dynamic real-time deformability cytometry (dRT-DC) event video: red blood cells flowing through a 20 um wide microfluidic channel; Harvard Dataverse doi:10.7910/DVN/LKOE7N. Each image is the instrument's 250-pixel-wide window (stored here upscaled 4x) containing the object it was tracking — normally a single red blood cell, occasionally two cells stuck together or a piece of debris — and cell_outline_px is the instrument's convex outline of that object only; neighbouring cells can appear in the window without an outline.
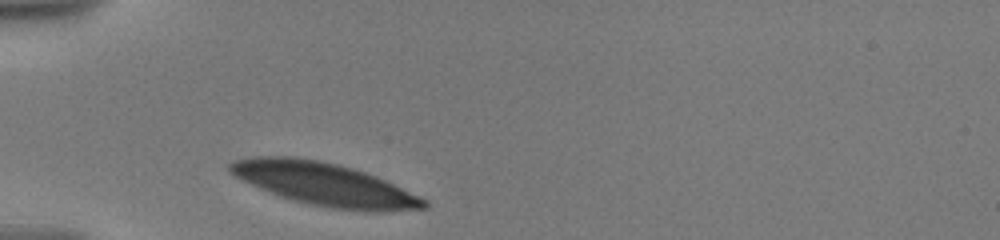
{"species": "human", "species_latin": "Homo sapiens", "temperature_condition": "warm", "stored_images_in_passage": 10, "camera_frame_rate_fps": 3000, "um_per_image_px": 0.085, "donor": {"sex": "male"}, "frame": {"image": 1, "passage_image": 1, "time_ms": 0.0, "image_size_px": [1000, 240], "cell_outline_px": [[428, 208], [384, 212], [364, 212], [332, 208], [308, 204], [280, 196], [260, 188], [228, 172], [228, 164], [236, 160], [252, 156], [288, 156], [316, 160], [336, 164], [352, 168], [376, 176], [420, 196], [428, 200]], "centroid_in_image_um": [27.62, 15.67], "position_along_channel_um": 57.4, "area_um2": 48.32}}